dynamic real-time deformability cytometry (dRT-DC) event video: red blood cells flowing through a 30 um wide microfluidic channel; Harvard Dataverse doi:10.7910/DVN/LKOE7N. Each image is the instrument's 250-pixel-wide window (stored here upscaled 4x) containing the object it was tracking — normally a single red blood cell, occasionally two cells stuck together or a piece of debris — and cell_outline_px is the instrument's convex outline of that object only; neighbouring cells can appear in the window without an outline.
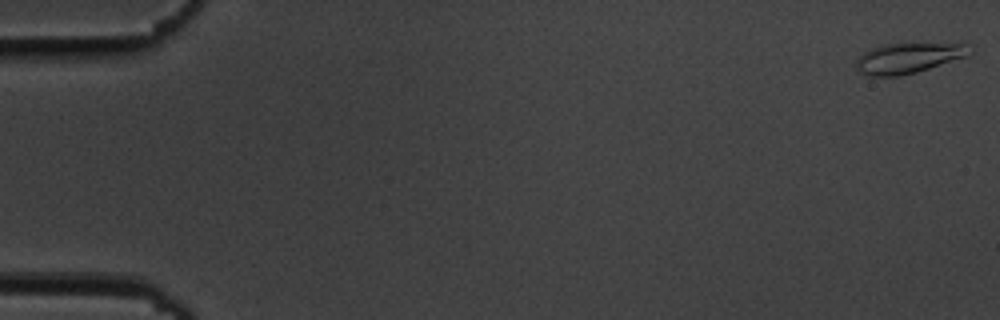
{"species": "common noctule bat (a hibernating species)", "species_latin": "Nyctalus noctula", "temperature_condition": "cold", "stored_images_in_passage": 55, "camera_frame_rate_fps": 3000, "um_per_image_px": 0.085, "animal": {"sex": "male", "body_mass_g": 19.5, "forearm_length_mm": 54.6}, "frame": {"image": 1, "passage_image": 1, "time_ms": 0.0, "image_size_px": [1000, 320], "cell_outline_px": [[976, 44], [972, 52], [968, 56], [916, 72], [900, 76], [868, 76], [860, 72], [856, 68], [856, 60], [868, 48], [884, 44], [904, 40]], "centroid_in_image_um": [77.3, 4.85], "position_along_channel_um": 7.7, "area_um2": 21.5}}
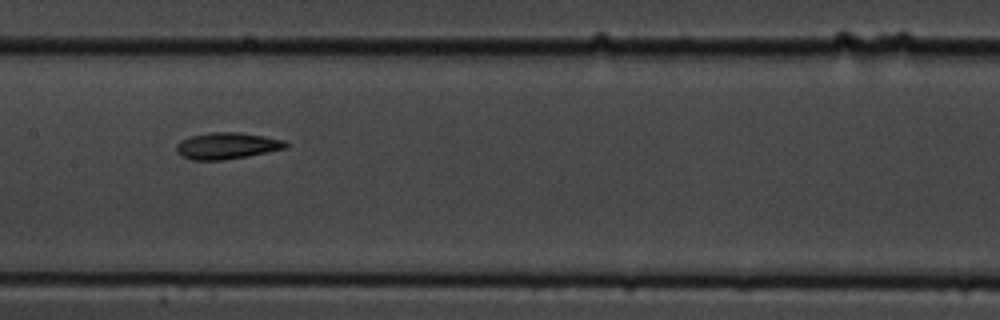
{"frame": {"image": 2, "passage_image": 28, "time_ms": 9.0, "image_size_px": [1000, 320], "cell_outline_px": [[288, 148], [224, 160], [192, 160], [180, 156], [176, 152], [176, 144], [180, 140], [192, 136], [212, 132], [240, 132], [264, 136], [284, 140], [288, 144]], "centroid_in_image_um": [19.27, 12.39], "position_along_channel_um": 188.1, "area_um2": 16.94}}
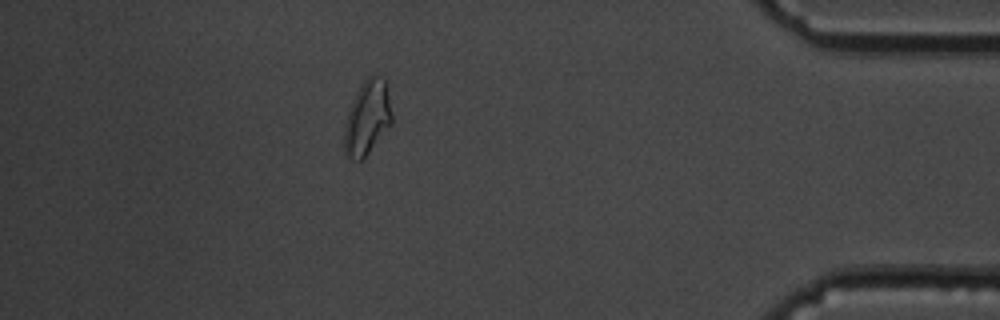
{"frame": {"image": 3, "passage_image": 49, "time_ms": 16.0, "image_size_px": [1000, 320], "cell_outline_px": [[392, 124], [368, 152], [360, 160], [352, 160], [344, 152], [344, 124], [348, 112], [356, 92], [360, 84], [368, 76], [376, 76], [384, 80], [388, 96], [392, 116]], "centroid_in_image_um": [31.19, 10.02], "position_along_channel_um": 404.0, "area_um2": 20.23}, "authors_computed_cell_mechanics": {"area_um2": 16.9354, "velocity_mm_per_s": 3.6687, "shape_relaxation_time_tau1_ms": 4.1932, "shape_relaxation_time_tau2_ms": 3.2703, "deformation_change_tau1": 0.1072, "deformation_change_tau2": 0.0933}}